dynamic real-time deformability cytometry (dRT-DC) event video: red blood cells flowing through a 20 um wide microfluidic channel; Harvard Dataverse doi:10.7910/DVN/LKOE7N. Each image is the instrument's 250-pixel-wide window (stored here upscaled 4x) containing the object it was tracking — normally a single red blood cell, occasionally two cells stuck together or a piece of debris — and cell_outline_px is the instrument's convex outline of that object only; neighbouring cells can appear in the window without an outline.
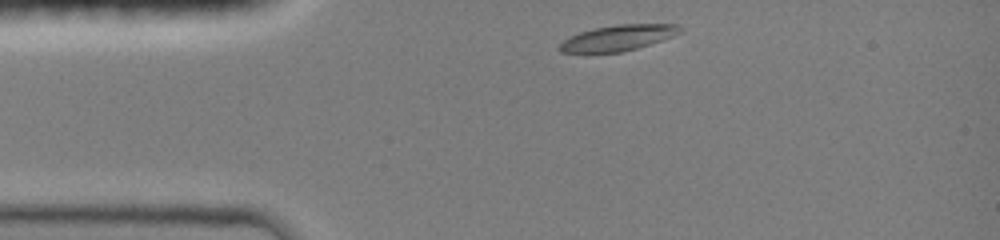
{"species": "common noctule bat (a hibernating species)", "species_latin": "Nyctalus noctula", "temperature_condition": "room temperature", "stored_images_in_passage": 4, "camera_frame_rate_fps": 3000, "um_per_image_px": 0.085, "animal": {"sex": "female", "body_mass_g": 19.0, "forearm_length_mm": 51.5}, "frame": {"image": 1, "passage_image": 1, "time_ms": 0.0, "image_size_px": [1000, 240], "cell_outline_px": [[684, 28], [680, 32], [672, 36], [636, 48], [620, 52], [560, 52], [556, 48], [564, 40], [580, 32], [596, 28], [616, 24], [676, 24]], "centroid_in_image_um": [52.53, 3.21], "position_along_channel_um": 32.5, "area_um2": 17.69}}